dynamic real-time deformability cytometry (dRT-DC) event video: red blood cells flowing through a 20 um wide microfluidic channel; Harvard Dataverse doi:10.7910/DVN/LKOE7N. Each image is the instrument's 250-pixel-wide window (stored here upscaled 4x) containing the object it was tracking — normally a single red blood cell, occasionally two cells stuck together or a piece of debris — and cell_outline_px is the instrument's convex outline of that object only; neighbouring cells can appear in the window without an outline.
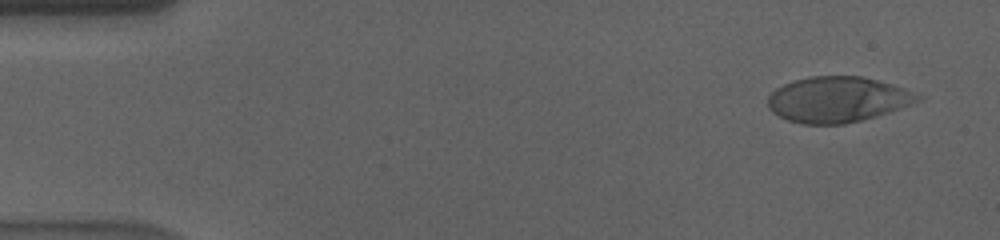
{"species": "human", "species_latin": "Homo sapiens", "temperature_condition": "cold", "stored_images_in_passage": 56, "camera_frame_rate_fps": 3000, "um_per_image_px": 0.085, "donor": {"sex": "male"}, "frame": {"image": 1, "passage_image": 3, "time_ms": 0.667, "image_size_px": [1000, 240], "cell_outline_px": [[924, 96], [920, 100], [888, 112], [864, 120], [844, 124], [800, 124], [788, 120], [772, 112], [768, 108], [768, 96], [776, 88], [784, 84], [808, 76], [860, 76], [892, 84], [904, 88]], "centroid_in_image_um": [71.17, 8.46], "position_along_channel_um": 13.8, "area_um2": 39.71}}
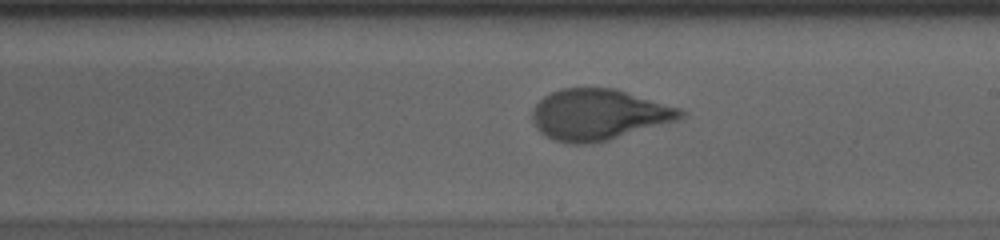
{"frame": {"image": 2, "passage_image": 32, "time_ms": 10.333, "image_size_px": [1000, 240], "cell_outline_px": [[688, 116], [680, 120], [608, 140], [592, 144], [568, 144], [552, 140], [544, 136], [536, 128], [532, 120], [532, 108], [544, 96], [560, 88], [612, 88], [680, 108], [688, 112]], "centroid_in_image_um": [50.89, 9.76], "position_along_channel_um": 238.1, "area_um2": 44.39}}
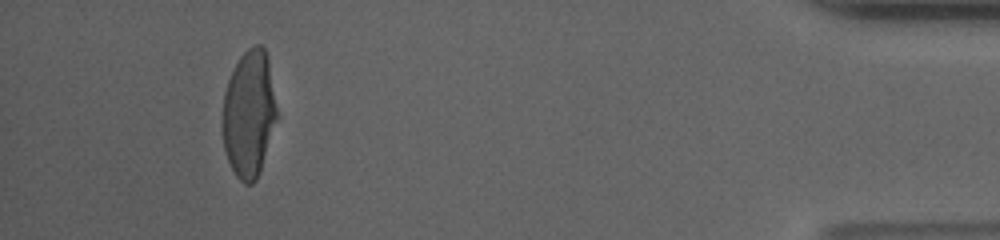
{"frame": {"image": 3, "passage_image": 52, "time_ms": 17.0, "image_size_px": [1000, 240], "cell_outline_px": [[280, 116], [260, 172], [256, 180], [252, 184], [244, 184], [236, 176], [228, 160], [224, 148], [220, 124], [224, 92], [228, 80], [240, 56], [248, 48], [256, 44], [260, 44], [264, 48], [268, 56], [280, 112]], "centroid_in_image_um": [21.2, 9.68], "position_along_channel_um": 414.0, "area_um2": 41.73}, "authors_computed_cell_mechanics": {"area_um2": 42.6853, "velocity_mm_per_s": 3.5813, "shape_relaxation_time_tau1_ms": 5.1912, "shape_relaxation_time_tau2_ms": null, "deformation_change_tau1": 0.1887, "deformation_change_tau2": null}}